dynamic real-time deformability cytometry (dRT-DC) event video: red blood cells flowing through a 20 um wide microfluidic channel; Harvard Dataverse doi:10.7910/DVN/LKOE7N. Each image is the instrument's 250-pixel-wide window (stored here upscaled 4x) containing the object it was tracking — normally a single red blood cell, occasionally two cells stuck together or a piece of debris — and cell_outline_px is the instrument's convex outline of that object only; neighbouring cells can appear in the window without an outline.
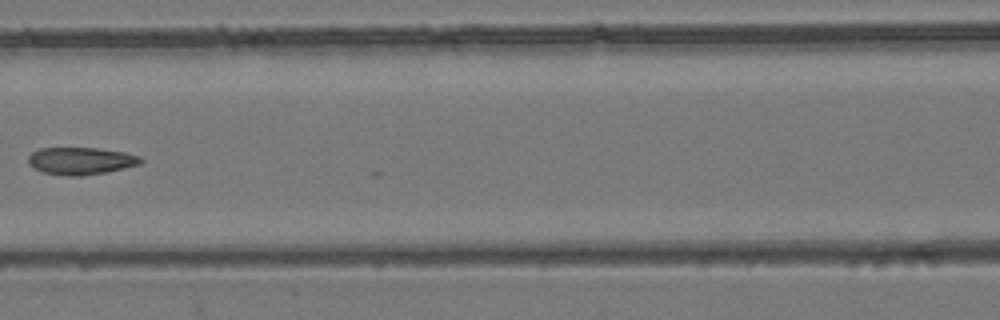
{"species": "common noctule bat (a hibernating species)", "species_latin": "Nyctalus noctula", "temperature_condition": "room temperature", "stored_images_in_passage": 9, "camera_frame_rate_fps": 3000, "um_per_image_px": 0.085, "animal": {"sex": "female", "body_mass_g": 24.6, "forearm_length_mm": 56.2}, "frame": {"image": 1, "passage_image": 8, "time_ms": 8.0, "image_size_px": [1000, 320], "cell_outline_px": [[144, 160], [140, 164], [124, 168], [104, 172], [80, 176], [68, 176], [44, 172], [28, 164], [28, 156], [32, 152], [40, 148], [96, 148], [124, 152], [140, 156]], "centroid_in_image_um": [6.88, 13.67], "position_along_channel_um": 159.7, "area_um2": 17.74}}